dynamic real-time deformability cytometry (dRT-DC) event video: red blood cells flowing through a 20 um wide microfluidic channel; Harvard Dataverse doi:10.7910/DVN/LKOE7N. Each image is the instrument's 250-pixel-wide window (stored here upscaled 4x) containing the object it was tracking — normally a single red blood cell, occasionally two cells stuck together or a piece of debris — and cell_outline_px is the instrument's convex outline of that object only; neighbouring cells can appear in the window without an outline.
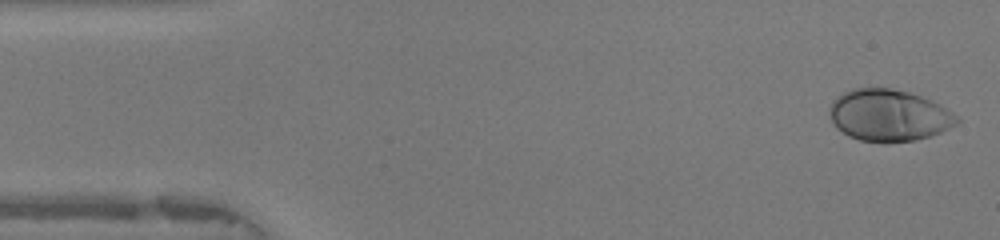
{"species": "human", "species_latin": "Homo sapiens", "temperature_condition": "warm", "stored_images_in_passage": 47, "camera_frame_rate_fps": 3000, "um_per_image_px": 0.085, "donor": {"sex": "female"}, "frame": {"image": 1, "passage_image": 1, "time_ms": 0.0, "image_size_px": [1000, 240], "cell_outline_px": [[960, 120], [956, 124], [940, 132], [916, 140], [860, 140], [848, 136], [836, 128], [828, 112], [828, 108], [832, 100], [844, 92], [852, 88], [892, 88], [908, 92], [932, 100], [940, 104], [952, 112]], "centroid_in_image_um": [75.52, 9.77], "position_along_channel_um": 9.5, "area_um2": 37.92}}
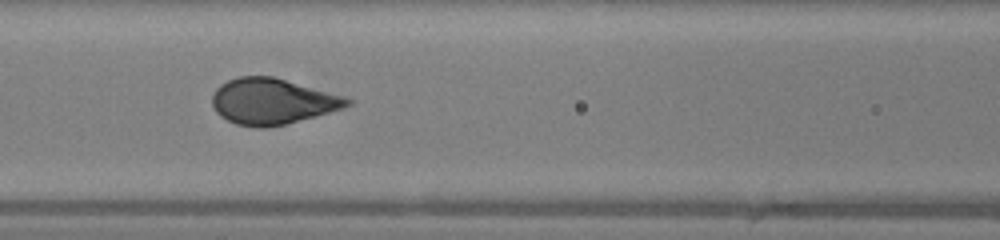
{"frame": {"image": 2, "passage_image": 19, "time_ms": 6.0, "image_size_px": [1000, 240], "cell_outline_px": [[352, 104], [344, 108], [284, 124], [268, 128], [256, 128], [236, 124], [220, 116], [216, 112], [212, 104], [212, 96], [216, 88], [220, 84], [228, 80], [240, 76], [272, 76], [344, 96], [352, 100]], "centroid_in_image_um": [23.12, 8.62], "position_along_channel_um": 143.5, "area_um2": 35.95}}
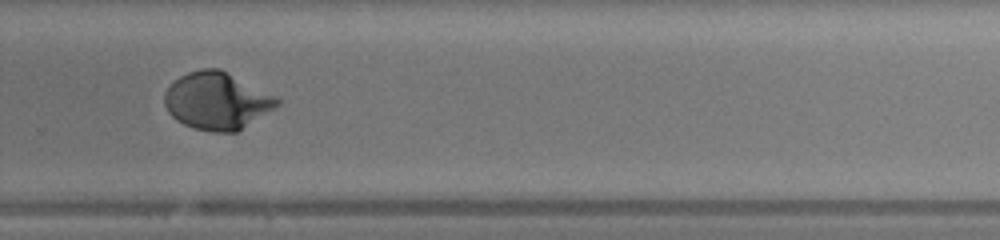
{"frame": {"image": 3, "passage_image": 31, "time_ms": 10.0, "image_size_px": [1000, 240], "cell_outline_px": [[280, 104], [236, 132], [212, 132], [192, 128], [176, 120], [168, 112], [164, 104], [164, 92], [180, 76], [188, 72], [200, 68], [220, 68], [276, 96], [280, 100]], "centroid_in_image_um": [18.42, 8.57], "position_along_channel_um": 311.4, "area_um2": 37.45}, "authors_computed_cell_mechanics": {"area_um2": 36.9342, "velocity_mm_per_s": 4.2122, "shape_relaxation_time_tau1_ms": 4.1844, "shape_relaxation_time_tau2_ms": null, "deformation_change_tau1": 0.2305, "deformation_change_tau2": null}}